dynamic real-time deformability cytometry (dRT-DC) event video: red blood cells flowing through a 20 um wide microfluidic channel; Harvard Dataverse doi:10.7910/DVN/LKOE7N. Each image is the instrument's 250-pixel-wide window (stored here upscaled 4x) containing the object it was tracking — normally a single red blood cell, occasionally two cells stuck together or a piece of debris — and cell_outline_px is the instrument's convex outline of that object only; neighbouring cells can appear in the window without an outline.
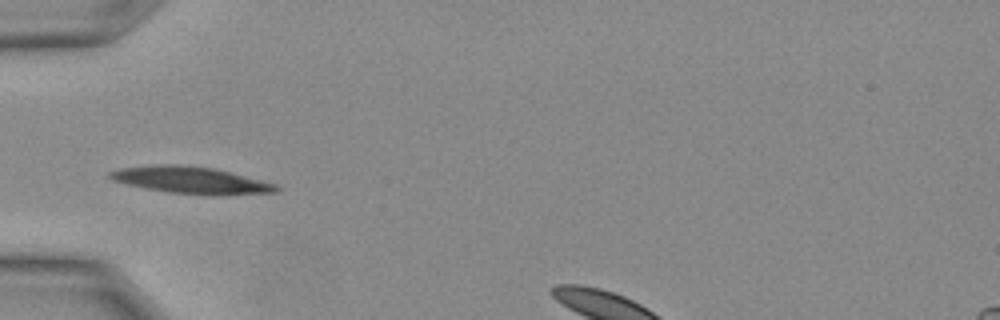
{"species": "Egyptian fruit bat (a non-hibernating species)", "species_latin": "Rousettus aegyptiacus", "temperature_condition": "warm", "stored_images_in_passage": 12, "camera_frame_rate_fps": 3000, "um_per_image_px": 0.085, "animal": {"sex": "female"}, "frame": {"image": 1, "passage_image": 9, "time_ms": 2.667, "image_size_px": [1000, 320], "cell_outline_px": [[280, 188], [276, 192], [212, 196], [168, 192], [128, 184], [112, 180], [108, 176], [108, 172], [120, 168], [156, 164], [184, 164], [212, 168], [276, 184]], "centroid_in_image_um": [16.21, 15.31], "position_along_channel_um": 68.8, "area_um2": 25.95}}